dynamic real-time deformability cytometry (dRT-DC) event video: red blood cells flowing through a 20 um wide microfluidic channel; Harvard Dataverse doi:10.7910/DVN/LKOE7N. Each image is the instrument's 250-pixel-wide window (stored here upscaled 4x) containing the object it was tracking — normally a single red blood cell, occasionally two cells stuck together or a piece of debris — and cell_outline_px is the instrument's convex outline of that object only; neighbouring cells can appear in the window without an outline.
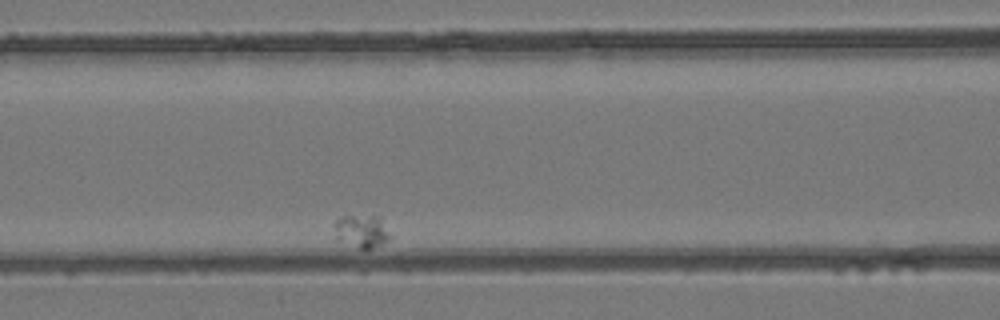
{"species": "common noctule bat (a hibernating species)", "species_latin": "Nyctalus noctula", "temperature_condition": "room temperature", "stored_images_in_passage": 51, "camera_frame_rate_fps": 3000, "um_per_image_px": 0.085, "animal": {"sex": "female", "body_mass_g": 24.6, "forearm_length_mm": 56.2}, "frame": {"image": 1, "passage_image": 17, "time_ms": 5.333, "image_size_px": [1000, 320], "cell_outline_px": [[392, 236], [388, 240], [368, 252], [364, 252], [336, 240], [336, 220], [340, 216], [380, 216]], "centroid_in_image_um": [30.77, 19.72], "position_along_channel_um": 135.8, "area_um2": 11.16}}